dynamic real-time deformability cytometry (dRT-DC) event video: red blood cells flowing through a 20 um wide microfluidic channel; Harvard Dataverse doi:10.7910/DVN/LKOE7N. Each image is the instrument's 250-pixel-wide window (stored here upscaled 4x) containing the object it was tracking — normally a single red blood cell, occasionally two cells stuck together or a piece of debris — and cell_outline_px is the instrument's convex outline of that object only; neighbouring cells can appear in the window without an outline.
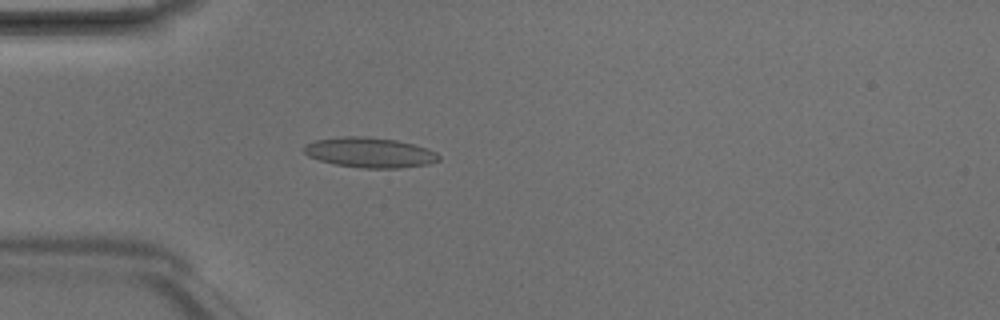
{"species": "Egyptian fruit bat (a non-hibernating species)", "species_latin": "Rousettus aegyptiacus", "temperature_condition": "room temperature", "stored_images_in_passage": 4, "camera_frame_rate_fps": 3000, "um_per_image_px": 0.085, "animal": {"sex": "male"}, "frame": {"image": 1, "passage_image": 4, "time_ms": 1.0, "image_size_px": [1000, 320], "cell_outline_px": [[440, 160], [428, 164], [400, 168], [364, 168], [336, 164], [320, 160], [308, 156], [304, 152], [304, 144], [316, 140], [344, 136], [364, 136], [396, 140], [428, 148], [436, 152], [440, 156]], "centroid_in_image_um": [31.44, 12.96], "position_along_channel_um": 53.6, "area_um2": 23.58}}